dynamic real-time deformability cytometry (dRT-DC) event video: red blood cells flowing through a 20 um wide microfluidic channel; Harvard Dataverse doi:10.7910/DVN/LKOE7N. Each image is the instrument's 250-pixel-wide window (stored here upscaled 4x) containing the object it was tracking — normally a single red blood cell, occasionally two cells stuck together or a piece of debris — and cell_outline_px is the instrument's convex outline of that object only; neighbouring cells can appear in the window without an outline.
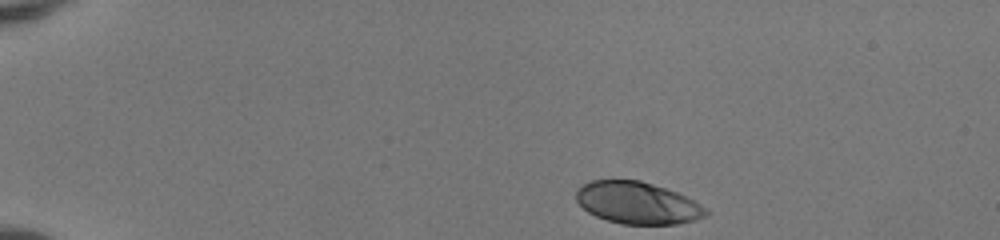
{"species": "human", "species_latin": "Homo sapiens", "temperature_condition": "room temperature", "stored_images_in_passage": 43, "camera_frame_rate_fps": 3000, "um_per_image_px": 0.085, "donor": {"sex": "female"}, "frame": {"image": 1, "passage_image": 1, "time_ms": 0.0, "image_size_px": [1000, 240], "cell_outline_px": [[712, 212], [708, 216], [696, 220], [676, 224], [620, 224], [596, 216], [588, 212], [576, 200], [576, 188], [592, 180], [640, 180], [676, 192], [700, 204]], "centroid_in_image_um": [54.2, 17.26], "position_along_channel_um": 30.8, "area_um2": 31.73}}
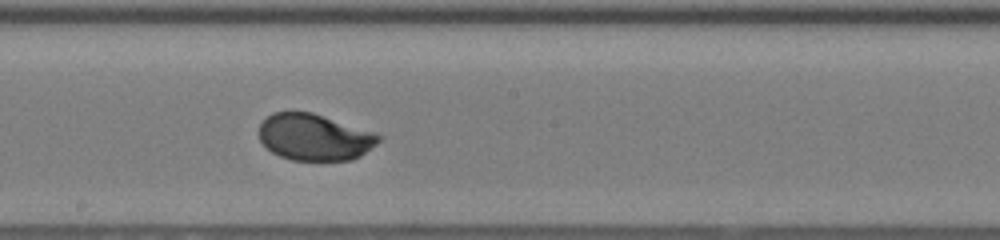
{"frame": {"image": 2, "passage_image": 22, "time_ms": 7.0, "image_size_px": [1000, 240], "cell_outline_px": [[384, 136], [376, 144], [360, 156], [352, 160], [292, 160], [280, 156], [272, 152], [260, 140], [260, 124], [272, 112], [312, 112]], "centroid_in_image_um": [26.73, 11.66], "position_along_channel_um": 221.5, "area_um2": 32.08}}
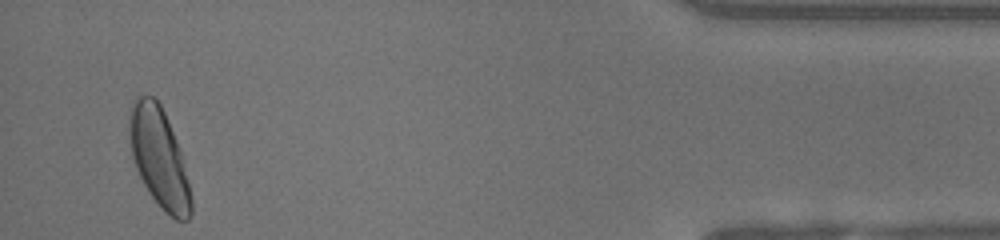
{"frame": {"image": 3, "passage_image": 41, "time_ms": 13.333, "image_size_px": [1000, 240], "cell_outline_px": [[192, 212], [188, 220], [176, 220], [164, 212], [160, 208], [148, 192], [136, 168], [132, 156], [128, 128], [128, 120], [132, 100], [136, 96], [152, 96], [160, 104], [168, 120], [180, 148], [192, 200]], "centroid_in_image_um": [13.51, 13.41], "position_along_channel_um": 421.7, "area_um2": 35.78}, "authors_computed_cell_mechanics": {"area_um2": 32.946, "velocity_mm_per_s": 4.0792, "shape_relaxation_time_tau1_ms": 2.8783, "shape_relaxation_time_tau2_ms": null, "deformation_change_tau1": 0.1646, "deformation_change_tau2": null}}